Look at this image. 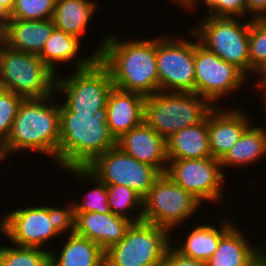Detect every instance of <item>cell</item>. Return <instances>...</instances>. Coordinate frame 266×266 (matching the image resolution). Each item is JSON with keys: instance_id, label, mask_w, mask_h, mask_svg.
I'll list each match as a JSON object with an SVG mask.
<instances>
[{"instance_id": "obj_1", "label": "cell", "mask_w": 266, "mask_h": 266, "mask_svg": "<svg viewBox=\"0 0 266 266\" xmlns=\"http://www.w3.org/2000/svg\"><path fill=\"white\" fill-rule=\"evenodd\" d=\"M101 38L93 52L110 71L114 87L144 97L159 91L156 37L122 41L109 34Z\"/></svg>"}, {"instance_id": "obj_2", "label": "cell", "mask_w": 266, "mask_h": 266, "mask_svg": "<svg viewBox=\"0 0 266 266\" xmlns=\"http://www.w3.org/2000/svg\"><path fill=\"white\" fill-rule=\"evenodd\" d=\"M57 94L59 95L55 93L43 98L23 99L9 135L0 145L3 162L10 154L20 153L21 150V153L35 151L47 155L53 163L58 164L60 99Z\"/></svg>"}, {"instance_id": "obj_3", "label": "cell", "mask_w": 266, "mask_h": 266, "mask_svg": "<svg viewBox=\"0 0 266 266\" xmlns=\"http://www.w3.org/2000/svg\"><path fill=\"white\" fill-rule=\"evenodd\" d=\"M58 164L63 169L85 168L97 156L117 146L107 124V108L94 115L71 111L61 100Z\"/></svg>"}, {"instance_id": "obj_4", "label": "cell", "mask_w": 266, "mask_h": 266, "mask_svg": "<svg viewBox=\"0 0 266 266\" xmlns=\"http://www.w3.org/2000/svg\"><path fill=\"white\" fill-rule=\"evenodd\" d=\"M213 106L194 92L159 90L144 101L143 122L165 140L178 131L198 124Z\"/></svg>"}, {"instance_id": "obj_5", "label": "cell", "mask_w": 266, "mask_h": 266, "mask_svg": "<svg viewBox=\"0 0 266 266\" xmlns=\"http://www.w3.org/2000/svg\"><path fill=\"white\" fill-rule=\"evenodd\" d=\"M57 74L35 54L3 44L0 52V89L29 98L55 94Z\"/></svg>"}, {"instance_id": "obj_6", "label": "cell", "mask_w": 266, "mask_h": 266, "mask_svg": "<svg viewBox=\"0 0 266 266\" xmlns=\"http://www.w3.org/2000/svg\"><path fill=\"white\" fill-rule=\"evenodd\" d=\"M204 16L191 29L199 43L220 59L235 65L248 77L251 19L244 21L242 18Z\"/></svg>"}, {"instance_id": "obj_7", "label": "cell", "mask_w": 266, "mask_h": 266, "mask_svg": "<svg viewBox=\"0 0 266 266\" xmlns=\"http://www.w3.org/2000/svg\"><path fill=\"white\" fill-rule=\"evenodd\" d=\"M168 229L140 221L105 251V266H160L171 240Z\"/></svg>"}, {"instance_id": "obj_8", "label": "cell", "mask_w": 266, "mask_h": 266, "mask_svg": "<svg viewBox=\"0 0 266 266\" xmlns=\"http://www.w3.org/2000/svg\"><path fill=\"white\" fill-rule=\"evenodd\" d=\"M73 72L67 78L57 75L55 92L64 94L63 103L73 112L91 115L106 107L114 87L108 68L97 58L89 67Z\"/></svg>"}, {"instance_id": "obj_9", "label": "cell", "mask_w": 266, "mask_h": 266, "mask_svg": "<svg viewBox=\"0 0 266 266\" xmlns=\"http://www.w3.org/2000/svg\"><path fill=\"white\" fill-rule=\"evenodd\" d=\"M193 194L178 186L162 173L143 198L142 221L164 227L170 232L185 224L186 219L202 206Z\"/></svg>"}, {"instance_id": "obj_10", "label": "cell", "mask_w": 266, "mask_h": 266, "mask_svg": "<svg viewBox=\"0 0 266 266\" xmlns=\"http://www.w3.org/2000/svg\"><path fill=\"white\" fill-rule=\"evenodd\" d=\"M189 32L191 37L196 38L194 42L195 93L205 98L213 107H217L219 100L227 99L226 96L230 93L240 91L249 77L235 65L227 63L210 52L199 43L197 36L191 30Z\"/></svg>"}, {"instance_id": "obj_11", "label": "cell", "mask_w": 266, "mask_h": 266, "mask_svg": "<svg viewBox=\"0 0 266 266\" xmlns=\"http://www.w3.org/2000/svg\"><path fill=\"white\" fill-rule=\"evenodd\" d=\"M169 35L156 37L159 90L195 93V39H174Z\"/></svg>"}, {"instance_id": "obj_12", "label": "cell", "mask_w": 266, "mask_h": 266, "mask_svg": "<svg viewBox=\"0 0 266 266\" xmlns=\"http://www.w3.org/2000/svg\"><path fill=\"white\" fill-rule=\"evenodd\" d=\"M85 168L106 185H123L142 198L162 174L156 167L136 160L117 146L97 156Z\"/></svg>"}, {"instance_id": "obj_13", "label": "cell", "mask_w": 266, "mask_h": 266, "mask_svg": "<svg viewBox=\"0 0 266 266\" xmlns=\"http://www.w3.org/2000/svg\"><path fill=\"white\" fill-rule=\"evenodd\" d=\"M220 160L201 159L168 160L166 174L185 191L193 194L202 203L220 202L224 198L225 173Z\"/></svg>"}, {"instance_id": "obj_14", "label": "cell", "mask_w": 266, "mask_h": 266, "mask_svg": "<svg viewBox=\"0 0 266 266\" xmlns=\"http://www.w3.org/2000/svg\"><path fill=\"white\" fill-rule=\"evenodd\" d=\"M23 207L5 214L7 239L11 245L51 251L46 245L60 234L50 223L48 206Z\"/></svg>"}, {"instance_id": "obj_15", "label": "cell", "mask_w": 266, "mask_h": 266, "mask_svg": "<svg viewBox=\"0 0 266 266\" xmlns=\"http://www.w3.org/2000/svg\"><path fill=\"white\" fill-rule=\"evenodd\" d=\"M220 107L215 106L208 112L209 149L212 158L218 160L224 157L252 123L241 107L227 110Z\"/></svg>"}, {"instance_id": "obj_16", "label": "cell", "mask_w": 266, "mask_h": 266, "mask_svg": "<svg viewBox=\"0 0 266 266\" xmlns=\"http://www.w3.org/2000/svg\"><path fill=\"white\" fill-rule=\"evenodd\" d=\"M117 147L136 160L166 173V140L144 122L118 138Z\"/></svg>"}, {"instance_id": "obj_17", "label": "cell", "mask_w": 266, "mask_h": 266, "mask_svg": "<svg viewBox=\"0 0 266 266\" xmlns=\"http://www.w3.org/2000/svg\"><path fill=\"white\" fill-rule=\"evenodd\" d=\"M74 216V233L94 241L104 251L119 243L133 223L131 220L112 212L74 213Z\"/></svg>"}, {"instance_id": "obj_18", "label": "cell", "mask_w": 266, "mask_h": 266, "mask_svg": "<svg viewBox=\"0 0 266 266\" xmlns=\"http://www.w3.org/2000/svg\"><path fill=\"white\" fill-rule=\"evenodd\" d=\"M141 94L113 87L107 99V124L117 140L143 123L144 101Z\"/></svg>"}, {"instance_id": "obj_19", "label": "cell", "mask_w": 266, "mask_h": 266, "mask_svg": "<svg viewBox=\"0 0 266 266\" xmlns=\"http://www.w3.org/2000/svg\"><path fill=\"white\" fill-rule=\"evenodd\" d=\"M55 28L48 20L10 19L2 28L4 44L17 51L39 55Z\"/></svg>"}, {"instance_id": "obj_20", "label": "cell", "mask_w": 266, "mask_h": 266, "mask_svg": "<svg viewBox=\"0 0 266 266\" xmlns=\"http://www.w3.org/2000/svg\"><path fill=\"white\" fill-rule=\"evenodd\" d=\"M235 223L221 236L215 253L206 262L207 266H250L265 250L252 245L249 238Z\"/></svg>"}, {"instance_id": "obj_21", "label": "cell", "mask_w": 266, "mask_h": 266, "mask_svg": "<svg viewBox=\"0 0 266 266\" xmlns=\"http://www.w3.org/2000/svg\"><path fill=\"white\" fill-rule=\"evenodd\" d=\"M81 40L77 36L54 28L38 56L56 74H59L57 72L59 66L68 62L70 65L74 60V70L89 67L98 58V55L93 52L91 55L78 57Z\"/></svg>"}, {"instance_id": "obj_22", "label": "cell", "mask_w": 266, "mask_h": 266, "mask_svg": "<svg viewBox=\"0 0 266 266\" xmlns=\"http://www.w3.org/2000/svg\"><path fill=\"white\" fill-rule=\"evenodd\" d=\"M168 160L212 157L208 140V113L196 125L186 127L166 139Z\"/></svg>"}, {"instance_id": "obj_23", "label": "cell", "mask_w": 266, "mask_h": 266, "mask_svg": "<svg viewBox=\"0 0 266 266\" xmlns=\"http://www.w3.org/2000/svg\"><path fill=\"white\" fill-rule=\"evenodd\" d=\"M66 239L58 255L51 249L50 266H105V251L97 243L75 233Z\"/></svg>"}, {"instance_id": "obj_24", "label": "cell", "mask_w": 266, "mask_h": 266, "mask_svg": "<svg viewBox=\"0 0 266 266\" xmlns=\"http://www.w3.org/2000/svg\"><path fill=\"white\" fill-rule=\"evenodd\" d=\"M266 127L254 126L252 123L240 139L220 160L222 169L225 167L243 168L245 165L259 163L266 156ZM259 161V162H258Z\"/></svg>"}, {"instance_id": "obj_25", "label": "cell", "mask_w": 266, "mask_h": 266, "mask_svg": "<svg viewBox=\"0 0 266 266\" xmlns=\"http://www.w3.org/2000/svg\"><path fill=\"white\" fill-rule=\"evenodd\" d=\"M95 10L97 4L93 0H56L52 20L56 29L81 39Z\"/></svg>"}, {"instance_id": "obj_26", "label": "cell", "mask_w": 266, "mask_h": 266, "mask_svg": "<svg viewBox=\"0 0 266 266\" xmlns=\"http://www.w3.org/2000/svg\"><path fill=\"white\" fill-rule=\"evenodd\" d=\"M234 224V221L226 219L220 222L219 228L213 224H200L193 227L185 241L175 247L182 254L207 262L217 250L221 236Z\"/></svg>"}, {"instance_id": "obj_27", "label": "cell", "mask_w": 266, "mask_h": 266, "mask_svg": "<svg viewBox=\"0 0 266 266\" xmlns=\"http://www.w3.org/2000/svg\"><path fill=\"white\" fill-rule=\"evenodd\" d=\"M67 172L75 175V177L79 179L87 178L90 182H94L93 189H89L84 199H80L81 201L74 200V213H87V212H96V213H109L108 206V190L105 183L98 180L95 176H93L86 168H66L63 169Z\"/></svg>"}, {"instance_id": "obj_28", "label": "cell", "mask_w": 266, "mask_h": 266, "mask_svg": "<svg viewBox=\"0 0 266 266\" xmlns=\"http://www.w3.org/2000/svg\"><path fill=\"white\" fill-rule=\"evenodd\" d=\"M106 186L108 190V206L112 213L125 217L133 223L142 221L143 198L138 193L123 185ZM135 210H137V213L134 217V215L130 214V211L135 212Z\"/></svg>"}, {"instance_id": "obj_29", "label": "cell", "mask_w": 266, "mask_h": 266, "mask_svg": "<svg viewBox=\"0 0 266 266\" xmlns=\"http://www.w3.org/2000/svg\"><path fill=\"white\" fill-rule=\"evenodd\" d=\"M4 266H50V251L39 248L1 245Z\"/></svg>"}, {"instance_id": "obj_30", "label": "cell", "mask_w": 266, "mask_h": 266, "mask_svg": "<svg viewBox=\"0 0 266 266\" xmlns=\"http://www.w3.org/2000/svg\"><path fill=\"white\" fill-rule=\"evenodd\" d=\"M56 0H15L10 19L48 20L53 17Z\"/></svg>"}, {"instance_id": "obj_31", "label": "cell", "mask_w": 266, "mask_h": 266, "mask_svg": "<svg viewBox=\"0 0 266 266\" xmlns=\"http://www.w3.org/2000/svg\"><path fill=\"white\" fill-rule=\"evenodd\" d=\"M250 76L266 61V19L251 20L249 29Z\"/></svg>"}, {"instance_id": "obj_32", "label": "cell", "mask_w": 266, "mask_h": 266, "mask_svg": "<svg viewBox=\"0 0 266 266\" xmlns=\"http://www.w3.org/2000/svg\"><path fill=\"white\" fill-rule=\"evenodd\" d=\"M23 97L0 89V145L7 139Z\"/></svg>"}, {"instance_id": "obj_33", "label": "cell", "mask_w": 266, "mask_h": 266, "mask_svg": "<svg viewBox=\"0 0 266 266\" xmlns=\"http://www.w3.org/2000/svg\"><path fill=\"white\" fill-rule=\"evenodd\" d=\"M68 204L70 205L64 206L65 208L48 205L50 223L60 235L74 233L75 216L73 201H70Z\"/></svg>"}, {"instance_id": "obj_34", "label": "cell", "mask_w": 266, "mask_h": 266, "mask_svg": "<svg viewBox=\"0 0 266 266\" xmlns=\"http://www.w3.org/2000/svg\"><path fill=\"white\" fill-rule=\"evenodd\" d=\"M207 12L205 15L243 19L246 17V0H218Z\"/></svg>"}, {"instance_id": "obj_35", "label": "cell", "mask_w": 266, "mask_h": 266, "mask_svg": "<svg viewBox=\"0 0 266 266\" xmlns=\"http://www.w3.org/2000/svg\"><path fill=\"white\" fill-rule=\"evenodd\" d=\"M174 245L177 244L171 242L160 266H207L206 262L182 254Z\"/></svg>"}, {"instance_id": "obj_36", "label": "cell", "mask_w": 266, "mask_h": 266, "mask_svg": "<svg viewBox=\"0 0 266 266\" xmlns=\"http://www.w3.org/2000/svg\"><path fill=\"white\" fill-rule=\"evenodd\" d=\"M248 14L251 20L266 19V0H246V15Z\"/></svg>"}, {"instance_id": "obj_37", "label": "cell", "mask_w": 266, "mask_h": 266, "mask_svg": "<svg viewBox=\"0 0 266 266\" xmlns=\"http://www.w3.org/2000/svg\"><path fill=\"white\" fill-rule=\"evenodd\" d=\"M218 0H181L178 4L182 9L185 8L187 11H194V9L199 7L198 5H205V8L209 9L217 2Z\"/></svg>"}, {"instance_id": "obj_38", "label": "cell", "mask_w": 266, "mask_h": 266, "mask_svg": "<svg viewBox=\"0 0 266 266\" xmlns=\"http://www.w3.org/2000/svg\"><path fill=\"white\" fill-rule=\"evenodd\" d=\"M257 75L259 78H257V82L255 81V86L258 87L257 89L263 91V95L266 96V61L262 63L254 72V75Z\"/></svg>"}, {"instance_id": "obj_39", "label": "cell", "mask_w": 266, "mask_h": 266, "mask_svg": "<svg viewBox=\"0 0 266 266\" xmlns=\"http://www.w3.org/2000/svg\"><path fill=\"white\" fill-rule=\"evenodd\" d=\"M10 20V12L0 2V27L3 28Z\"/></svg>"}, {"instance_id": "obj_40", "label": "cell", "mask_w": 266, "mask_h": 266, "mask_svg": "<svg viewBox=\"0 0 266 266\" xmlns=\"http://www.w3.org/2000/svg\"><path fill=\"white\" fill-rule=\"evenodd\" d=\"M250 266H266V249L258 256V258Z\"/></svg>"}, {"instance_id": "obj_41", "label": "cell", "mask_w": 266, "mask_h": 266, "mask_svg": "<svg viewBox=\"0 0 266 266\" xmlns=\"http://www.w3.org/2000/svg\"><path fill=\"white\" fill-rule=\"evenodd\" d=\"M0 234H3L2 237L6 236V215L0 217Z\"/></svg>"}, {"instance_id": "obj_42", "label": "cell", "mask_w": 266, "mask_h": 266, "mask_svg": "<svg viewBox=\"0 0 266 266\" xmlns=\"http://www.w3.org/2000/svg\"><path fill=\"white\" fill-rule=\"evenodd\" d=\"M0 2H2L3 6L11 13L15 5V0H0Z\"/></svg>"}, {"instance_id": "obj_43", "label": "cell", "mask_w": 266, "mask_h": 266, "mask_svg": "<svg viewBox=\"0 0 266 266\" xmlns=\"http://www.w3.org/2000/svg\"><path fill=\"white\" fill-rule=\"evenodd\" d=\"M3 44H4V40H3V37H2V35H1V36H0V52H1V50H2Z\"/></svg>"}, {"instance_id": "obj_44", "label": "cell", "mask_w": 266, "mask_h": 266, "mask_svg": "<svg viewBox=\"0 0 266 266\" xmlns=\"http://www.w3.org/2000/svg\"><path fill=\"white\" fill-rule=\"evenodd\" d=\"M172 3H175L178 5V3L181 1V0H170Z\"/></svg>"}, {"instance_id": "obj_45", "label": "cell", "mask_w": 266, "mask_h": 266, "mask_svg": "<svg viewBox=\"0 0 266 266\" xmlns=\"http://www.w3.org/2000/svg\"><path fill=\"white\" fill-rule=\"evenodd\" d=\"M263 100H264V101H263V102H264L263 104H265V109H266V96H264ZM265 111H266V110H265Z\"/></svg>"}, {"instance_id": "obj_46", "label": "cell", "mask_w": 266, "mask_h": 266, "mask_svg": "<svg viewBox=\"0 0 266 266\" xmlns=\"http://www.w3.org/2000/svg\"><path fill=\"white\" fill-rule=\"evenodd\" d=\"M0 266H4V264H3L2 260H1V258H0Z\"/></svg>"}]
</instances>
